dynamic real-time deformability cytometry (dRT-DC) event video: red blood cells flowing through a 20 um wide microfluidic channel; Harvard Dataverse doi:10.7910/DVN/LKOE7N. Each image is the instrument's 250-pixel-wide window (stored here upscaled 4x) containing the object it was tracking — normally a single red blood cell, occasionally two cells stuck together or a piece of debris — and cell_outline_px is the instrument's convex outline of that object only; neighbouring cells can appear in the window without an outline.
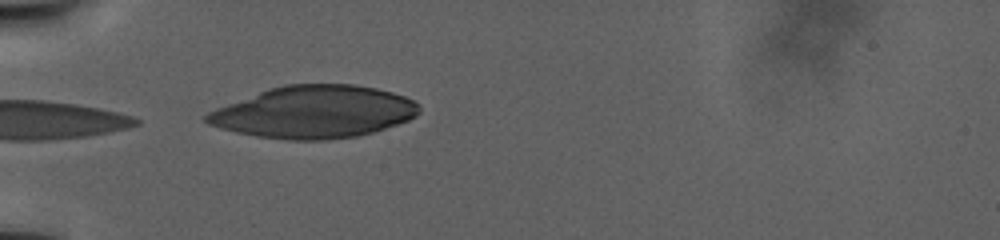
{"species": "human", "species_latin": "Homo sapiens", "temperature_condition": "warm", "stored_images_in_passage": 4, "camera_frame_rate_fps": 3000, "um_per_image_px": 0.085, "donor": {"sex": "male"}, "frame": {"image": 1, "passage_image": 1, "time_ms": 0.0, "image_size_px": [1000, 240], "cell_outline_px": [[420, 112], [416, 116], [408, 120], [372, 132], [356, 136], [324, 140], [288, 140], [256, 136], [236, 132], [220, 128], [208, 124], [204, 120], [204, 116], [208, 112], [216, 108], [268, 88], [284, 84], [356, 84], [376, 88], [392, 92], [404, 96], [420, 104]], "centroid_in_image_um": [26.68, 9.51], "position_along_channel_um": 58.3, "area_um2": 64.79}}